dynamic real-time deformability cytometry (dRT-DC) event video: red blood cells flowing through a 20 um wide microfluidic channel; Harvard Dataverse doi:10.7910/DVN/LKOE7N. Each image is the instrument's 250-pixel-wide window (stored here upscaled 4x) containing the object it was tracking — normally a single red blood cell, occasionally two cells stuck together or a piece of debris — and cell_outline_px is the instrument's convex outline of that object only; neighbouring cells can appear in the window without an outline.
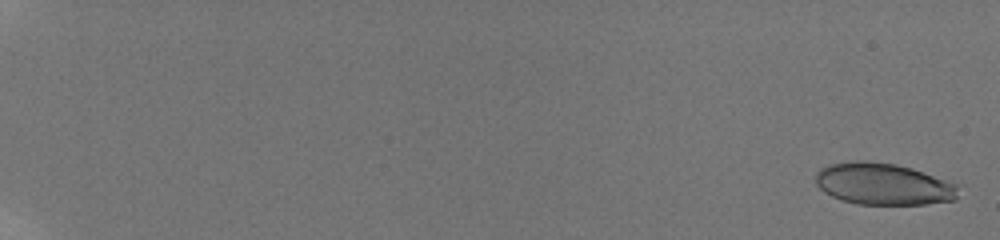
{"species": "human", "species_latin": "Homo sapiens", "temperature_condition": "room temperature", "stored_images_in_passage": 28, "camera_frame_rate_fps": 3000, "um_per_image_px": 0.085, "donor": {"sex": "male"}, "frame": {"image": 1, "passage_image": 1, "time_ms": 0.0, "image_size_px": [1000, 240], "cell_outline_px": [[960, 184], [956, 200], [924, 204], [856, 204], [840, 200], [824, 192], [816, 184], [816, 172], [820, 168], [828, 164], [852, 160], [864, 160], [896, 164], [912, 168]], "centroid_in_image_um": [75.09, 15.63], "position_along_channel_um": 9.9, "area_um2": 35.2}}
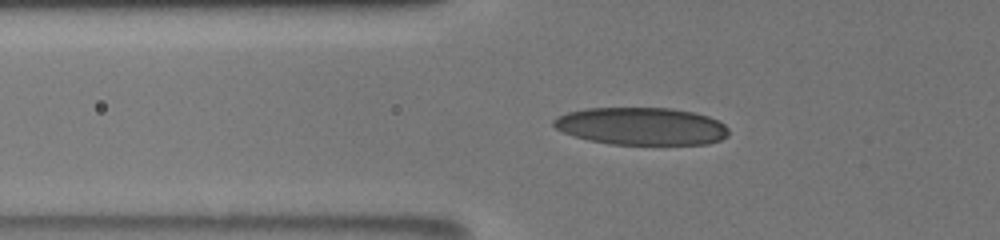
{"frame": {"image": 2, "passage_image": 18, "time_ms": 7.667, "image_size_px": [1000, 240], "cell_outline_px": [[728, 136], [720, 140], [708, 144], [612, 144], [588, 140], [564, 132], [556, 128], [552, 124], [552, 120], [556, 116], [568, 112], [588, 108], [672, 108], [692, 112], [708, 116], [724, 124], [728, 128]], "centroid_in_image_um": [54.52, 10.72], "position_along_channel_um": 71.3, "area_um2": 38.21}}
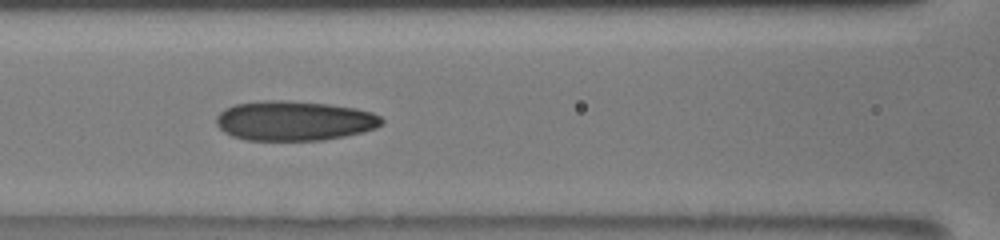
{"frame": {"image": 3, "passage_image": 23, "time_ms": 9.667, "image_size_px": [1000, 240], "cell_outline_px": [[384, 124], [376, 128], [344, 136], [324, 140], [248, 140], [232, 136], [224, 132], [216, 124], [216, 116], [224, 108], [236, 104], [264, 100], [284, 100], [328, 104], [356, 108], [372, 112], [380, 116], [384, 120]], "centroid_in_image_um": [25.01, 10.26], "position_along_channel_um": 141.6, "area_um2": 38.38}}